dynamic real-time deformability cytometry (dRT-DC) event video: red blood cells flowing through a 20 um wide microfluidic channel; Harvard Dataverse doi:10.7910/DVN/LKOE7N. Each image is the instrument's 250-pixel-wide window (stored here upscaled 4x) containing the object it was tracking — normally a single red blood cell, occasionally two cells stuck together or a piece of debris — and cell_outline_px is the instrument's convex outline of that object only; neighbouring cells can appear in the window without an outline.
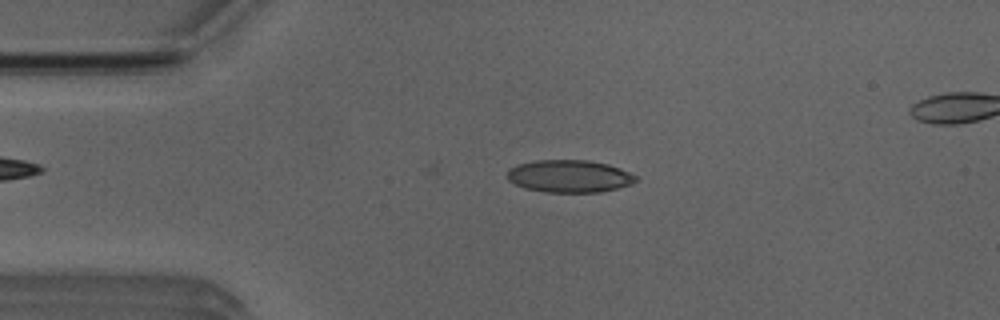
{"species": "Egyptian fruit bat (a non-hibernating species)", "species_latin": "Rousettus aegyptiacus", "temperature_condition": "room temperature", "stored_images_in_passage": 2, "camera_frame_rate_fps": 3000, "um_per_image_px": 0.085, "animal": {"sex": "male"}, "frame": {"image": 1, "passage_image": 2, "time_ms": 0.333, "image_size_px": [1000, 320], "cell_outline_px": [[636, 180], [632, 184], [600, 192], [544, 192], [524, 188], [508, 180], [508, 168], [516, 164], [536, 160], [588, 160], [608, 164], [620, 168], [636, 176]], "centroid_in_image_um": [48.37, 14.97], "position_along_channel_um": 36.6, "area_um2": 24.33}}